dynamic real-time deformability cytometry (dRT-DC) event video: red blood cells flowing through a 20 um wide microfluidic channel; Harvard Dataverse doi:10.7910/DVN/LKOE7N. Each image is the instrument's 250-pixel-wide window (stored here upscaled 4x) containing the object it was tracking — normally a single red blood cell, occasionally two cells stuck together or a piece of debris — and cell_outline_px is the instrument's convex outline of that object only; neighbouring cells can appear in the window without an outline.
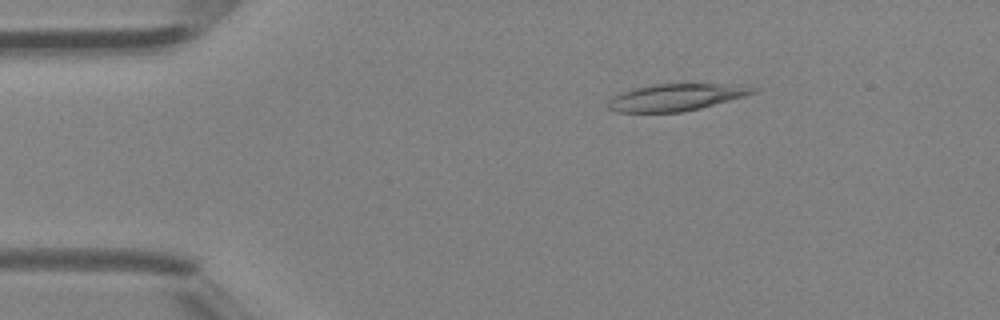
{"species": "Egyptian fruit bat (a non-hibernating species)", "species_latin": "Rousettus aegyptiacus", "temperature_condition": "room temperature", "stored_images_in_passage": 46, "camera_frame_rate_fps": 3000, "um_per_image_px": 0.085, "animal": {"sex": "female"}, "frame": {"image": 1, "passage_image": 8, "time_ms": 2.333, "image_size_px": [1000, 320], "cell_outline_px": [[760, 88], [756, 92], [744, 96], [700, 108], [680, 112], [616, 112], [608, 108], [608, 100], [612, 96], [620, 92], [632, 88], [656, 84], [748, 84]], "centroid_in_image_um": [57.49, 8.25], "position_along_channel_um": 27.5, "area_um2": 22.95}}
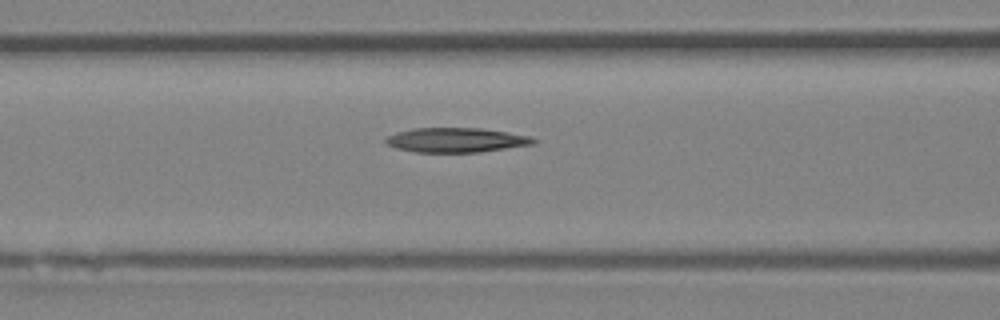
{"frame": {"image": 2, "passage_image": 19, "time_ms": 6.0, "image_size_px": [1000, 320], "cell_outline_px": [[536, 144], [480, 152], [412, 152], [396, 148], [384, 144], [384, 140], [388, 136], [396, 132], [412, 128], [480, 128], [532, 136], [536, 140]], "centroid_in_image_um": [38.75, 11.91], "position_along_channel_um": 127.8, "area_um2": 21.33}}
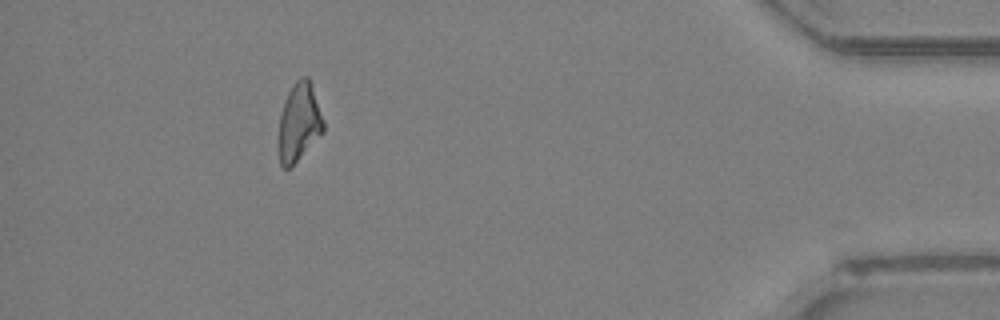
{"frame": {"image": 3, "passage_image": 42, "time_ms": 13.667, "image_size_px": [1000, 320], "cell_outline_px": [[324, 132], [292, 168], [284, 168], [280, 164], [276, 144], [276, 140], [280, 116], [288, 92], [292, 84], [300, 76], [308, 76], [312, 84], [324, 120]], "centroid_in_image_um": [25.4, 10.45], "position_along_channel_um": 409.8, "area_um2": 21.21}}